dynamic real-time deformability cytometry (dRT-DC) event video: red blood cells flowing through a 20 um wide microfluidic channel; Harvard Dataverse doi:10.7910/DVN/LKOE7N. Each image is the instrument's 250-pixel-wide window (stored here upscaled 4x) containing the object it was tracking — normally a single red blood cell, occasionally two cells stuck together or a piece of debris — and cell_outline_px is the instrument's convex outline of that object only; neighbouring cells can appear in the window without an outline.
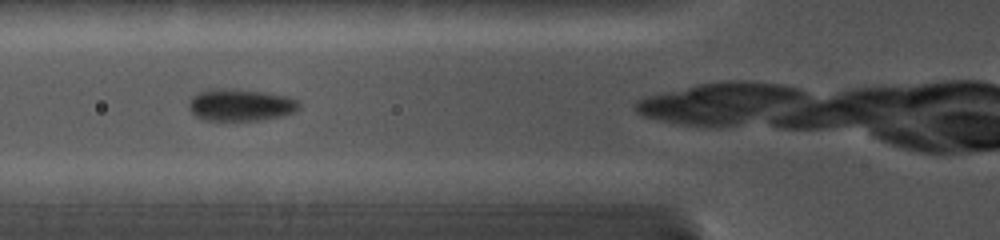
{"species": "common noctule bat (a hibernating species)", "species_latin": "Nyctalus noctula", "temperature_condition": "cold", "stored_images_in_passage": 9, "camera_frame_rate_fps": 5000, "um_per_image_px": 0.085, "animal": {"sex": "female", "body_mass_g": 19.0, "forearm_length_mm": 56.7}, "frame": {"image": 1, "passage_image": 3, "time_ms": 1.6, "image_size_px": [1000, 240], "cell_outline_px": [[300, 108], [284, 116], [260, 120], [204, 120], [196, 116], [188, 108], [188, 104], [192, 96], [196, 92], [208, 88], [232, 88], [268, 92], [288, 96], [300, 100]], "centroid_in_image_um": [20.45, 8.89], "position_along_channel_um": 105.4, "area_um2": 21.1}}
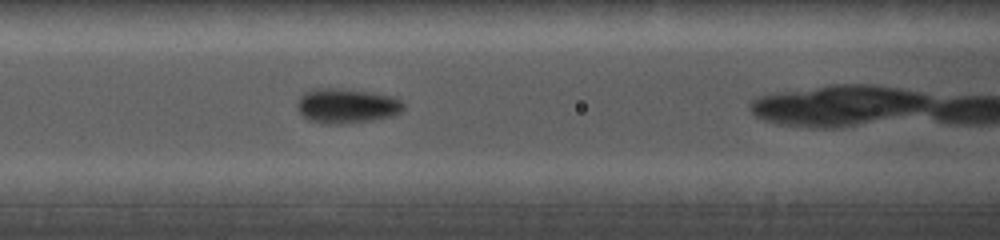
{"frame": {"image": 2, "passage_image": 4, "time_ms": 2.4, "image_size_px": [1000, 240], "cell_outline_px": [[404, 108], [396, 116], [372, 120], [344, 124], [320, 124], [308, 120], [296, 108], [296, 104], [300, 96], [304, 92], [312, 88], [336, 88], [372, 92], [396, 96], [404, 104]], "centroid_in_image_um": [29.47, 9.0], "position_along_channel_um": 137.1, "area_um2": 22.02}}